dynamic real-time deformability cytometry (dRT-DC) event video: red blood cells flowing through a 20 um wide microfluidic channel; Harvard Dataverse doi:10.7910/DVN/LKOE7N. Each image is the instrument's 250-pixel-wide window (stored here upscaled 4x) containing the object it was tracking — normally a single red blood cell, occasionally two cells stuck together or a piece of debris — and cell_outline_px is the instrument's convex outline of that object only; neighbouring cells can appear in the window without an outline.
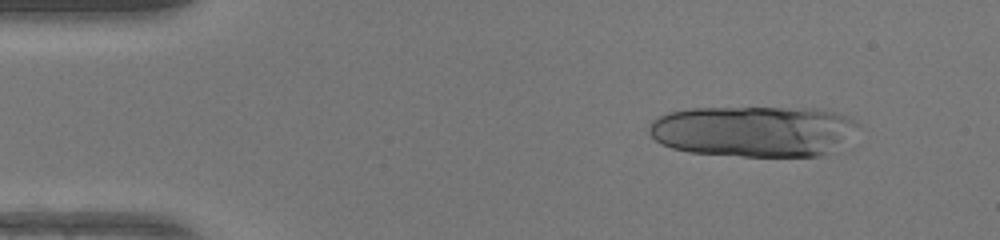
{"species": "human", "species_latin": "Homo sapiens", "temperature_condition": "warm", "stored_images_in_passage": 22, "camera_frame_rate_fps": 3000, "um_per_image_px": 0.085, "donor": {"sex": "female"}, "frame": {"image": 1, "passage_image": 5, "time_ms": 1.333, "image_size_px": [1000, 240], "cell_outline_px": [[860, 124], [820, 156], [744, 156], [688, 152], [672, 148], [656, 140], [648, 132], [648, 128], [652, 120], [660, 116], [672, 112], [688, 108], [820, 108], [836, 112]], "centroid_in_image_um": [63.94, 11.13], "position_along_channel_um": 21.1, "area_um2": 61.09}}
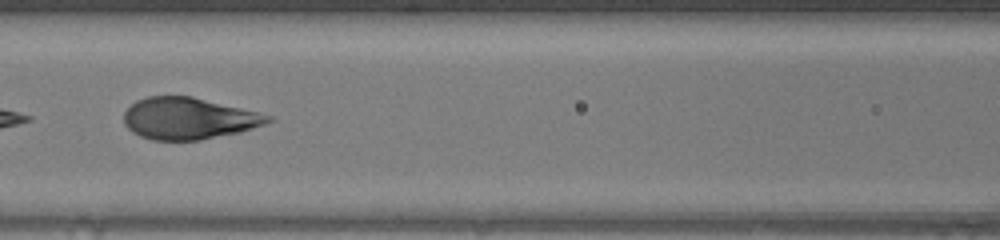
{"frame": {"image": 2, "passage_image": 21, "time_ms": 6.667, "image_size_px": [1000, 240], "cell_outline_px": [[272, 120], [264, 124], [240, 132], [200, 140], [152, 140], [140, 136], [132, 132], [124, 124], [124, 112], [136, 100], [148, 96], [192, 96], [272, 116]], "centroid_in_image_um": [15.99, 10.07], "position_along_channel_um": 150.6, "area_um2": 34.74}}